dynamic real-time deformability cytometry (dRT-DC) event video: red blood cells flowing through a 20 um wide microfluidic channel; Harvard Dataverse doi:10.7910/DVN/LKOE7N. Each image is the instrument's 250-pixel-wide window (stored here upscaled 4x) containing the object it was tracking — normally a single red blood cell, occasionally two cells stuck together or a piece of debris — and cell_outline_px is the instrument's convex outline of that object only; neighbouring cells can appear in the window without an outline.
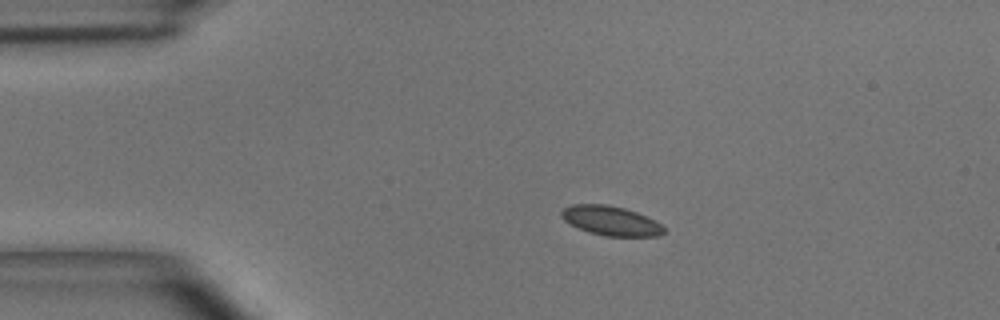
{"species": "common noctule bat (a hibernating species)", "species_latin": "Nyctalus noctula", "temperature_condition": "room temperature", "stored_images_in_passage": 41, "camera_frame_rate_fps": 3000, "um_per_image_px": 0.085, "animal": {"sex": "male", "body_mass_g": 15.6}, "frame": {"image": 1, "passage_image": 1, "time_ms": 0.0, "image_size_px": [1000, 320], "cell_outline_px": [[664, 232], [660, 236], [604, 236], [588, 232], [564, 220], [560, 216], [560, 212], [564, 208], [572, 204], [608, 204], [624, 208], [648, 216], [660, 224], [664, 228]], "centroid_in_image_um": [51.92, 18.76], "position_along_channel_um": 33.1, "area_um2": 17.57}}
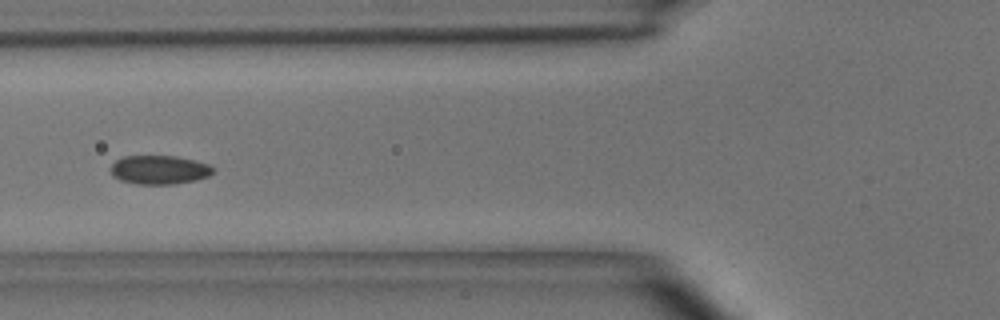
{"frame": {"image": 2, "passage_image": 10, "time_ms": 3.0, "image_size_px": [1000, 320], "cell_outline_px": [[216, 168], [208, 176], [196, 180], [176, 184], [136, 184], [120, 180], [112, 176], [108, 168], [116, 160], [124, 156], [176, 156], [196, 160], [208, 164]], "centroid_in_image_um": [13.52, 14.43], "position_along_channel_um": 112.3, "area_um2": 17.46}}
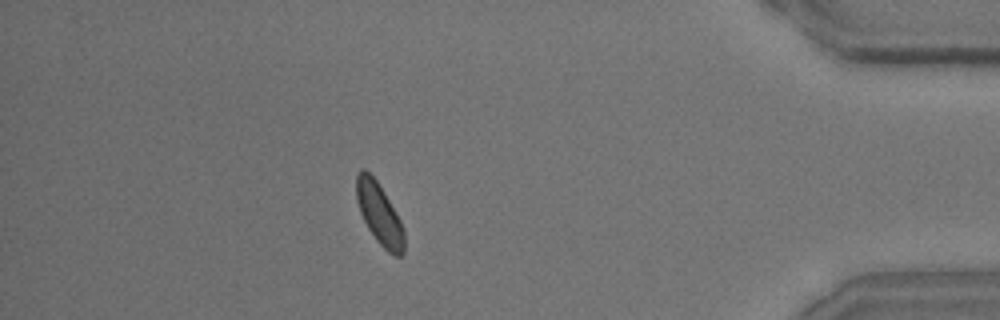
{"frame": {"image": 3, "passage_image": 35, "time_ms": 11.333, "image_size_px": [1000, 320], "cell_outline_px": [[404, 256], [396, 256], [388, 252], [376, 240], [368, 228], [360, 212], [356, 200], [356, 172], [360, 168], [364, 168], [376, 180], [384, 192], [396, 212], [400, 220], [404, 232]], "centroid_in_image_um": [32.23, 18.17], "position_along_channel_um": 403.0, "area_um2": 17.11}}